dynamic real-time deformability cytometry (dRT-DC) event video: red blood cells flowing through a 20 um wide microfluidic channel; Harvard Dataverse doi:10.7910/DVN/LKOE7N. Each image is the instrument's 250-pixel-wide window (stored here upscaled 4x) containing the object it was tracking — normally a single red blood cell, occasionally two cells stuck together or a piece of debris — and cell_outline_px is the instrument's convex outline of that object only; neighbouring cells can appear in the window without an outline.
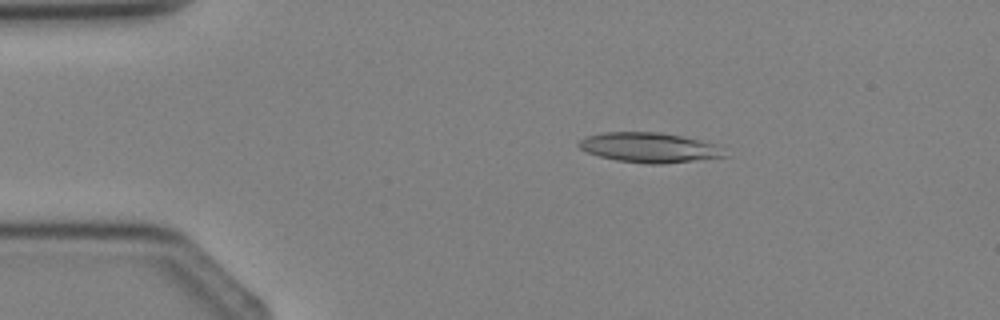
{"species": "Egyptian fruit bat (a non-hibernating species)", "species_latin": "Rousettus aegyptiacus", "temperature_condition": "cold", "stored_images_in_passage": 2, "camera_frame_rate_fps": 3000, "um_per_image_px": 0.085, "animal": {"sex": "female"}, "frame": {"image": 1, "passage_image": 1, "time_ms": 0.0, "image_size_px": [1000, 320], "cell_outline_px": [[732, 156], [664, 164], [644, 164], [616, 160], [600, 156], [588, 152], [580, 148], [576, 144], [580, 140], [588, 136], [604, 132], [660, 132], [684, 136], [720, 144]], "centroid_in_image_um": [55.32, 12.55], "position_along_channel_um": 29.7, "area_um2": 25.95}}